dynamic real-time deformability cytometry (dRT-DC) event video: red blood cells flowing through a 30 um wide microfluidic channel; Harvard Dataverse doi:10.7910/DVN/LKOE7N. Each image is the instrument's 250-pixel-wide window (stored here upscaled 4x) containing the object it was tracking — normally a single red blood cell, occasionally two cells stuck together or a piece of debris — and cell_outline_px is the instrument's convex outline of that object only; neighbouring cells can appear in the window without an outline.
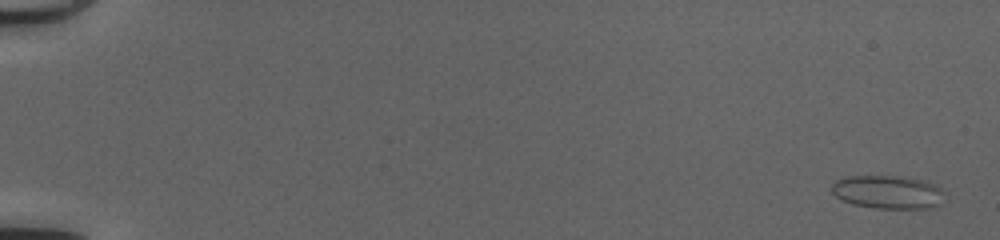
{"species": "common noctule bat (a hibernating species)", "species_latin": "Nyctalus noctula", "temperature_condition": "cold", "stored_images_in_passage": 53, "camera_frame_rate_fps": 3000, "um_per_image_px": 0.085, "animal": {"sex": "female", "body_mass_g": 20.0, "forearm_length_mm": 54.0}, "frame": {"image": 1, "passage_image": 3, "time_ms": 0.667, "image_size_px": [1000, 240], "cell_outline_px": [[936, 188], [932, 204], [924, 208], [880, 208], [856, 204], [844, 200], [836, 196], [832, 192], [832, 184], [836, 180], [848, 176], [888, 176], [920, 180]], "centroid_in_image_um": [75.19, 16.3], "position_along_channel_um": 9.8, "area_um2": 20.0}}
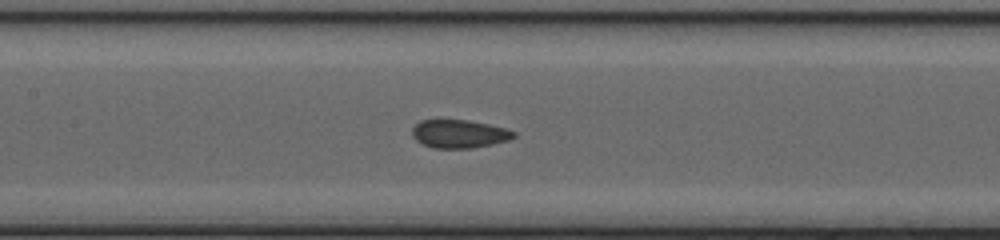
{"frame": {"image": 2, "passage_image": 28, "time_ms": 9.0, "image_size_px": [1000, 240], "cell_outline_px": [[516, 136], [508, 140], [492, 144], [472, 148], [432, 148], [416, 140], [412, 136], [412, 128], [420, 120], [468, 120], [488, 124], [504, 128], [516, 132]], "centroid_in_image_um": [39.02, 11.38], "position_along_channel_um": 168.4, "area_um2": 16.65}}
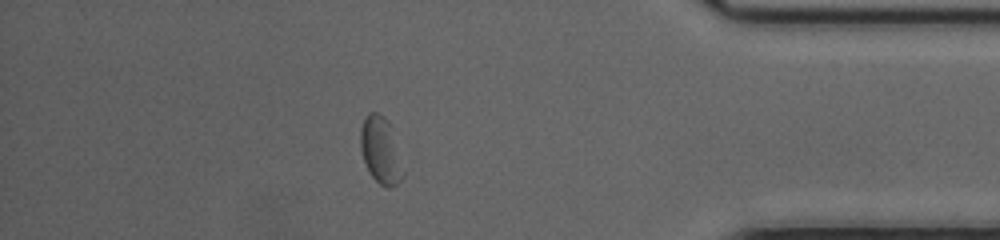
{"frame": {"image": 3, "passage_image": 47, "time_ms": 15.333, "image_size_px": [1000, 240], "cell_outline_px": [[404, 172], [400, 180], [392, 188], [388, 188], [380, 184], [372, 176], [364, 160], [360, 148], [360, 128], [368, 112], [376, 112], [384, 116], [388, 120]], "centroid_in_image_um": [32.33, 12.77], "position_along_channel_um": 402.9, "area_um2": 16.18}, "authors_computed_cell_mechanics": {"area_um2": 16.9354, "velocity_mm_per_s": 4.1392, "shape_relaxation_time_tau1_ms": 4.9734, "shape_relaxation_time_tau2_ms": 0.7393, "deformation_change_tau1": 0.0815, "deformation_change_tau2": 0.0578}}